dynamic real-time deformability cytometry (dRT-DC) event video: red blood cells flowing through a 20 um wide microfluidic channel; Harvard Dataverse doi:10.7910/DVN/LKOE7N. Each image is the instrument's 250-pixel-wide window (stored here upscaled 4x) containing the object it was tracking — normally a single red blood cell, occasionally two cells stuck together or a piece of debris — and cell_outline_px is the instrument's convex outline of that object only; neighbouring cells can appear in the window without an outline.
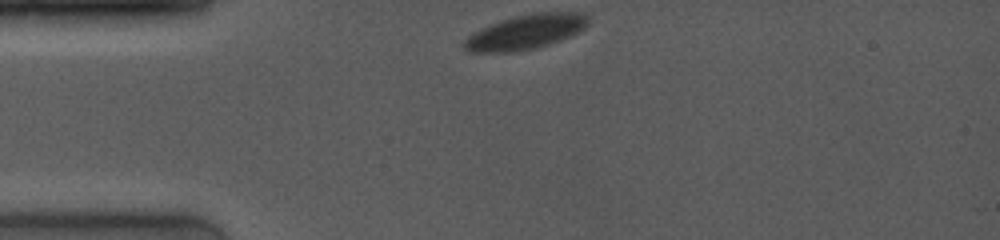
{"species": "common noctule bat (a hibernating species)", "species_latin": "Nyctalus noctula", "temperature_condition": "room temperature", "stored_images_in_passage": 11, "camera_frame_rate_fps": 4000, "um_per_image_px": 0.085, "animal": {"sex": "female", "body_mass_g": 19.0, "forearm_length_mm": 53.3}, "frame": {"image": 1, "passage_image": 1, "time_ms": 0.0, "image_size_px": [1000, 240], "cell_outline_px": [[588, 24], [584, 28], [560, 40], [536, 48], [516, 52], [468, 52], [460, 44], [468, 36], [492, 24], [516, 16], [536, 12], [584, 12], [588, 16]], "centroid_in_image_um": [44.68, 2.72], "position_along_channel_um": 40.3, "area_um2": 24.74}}